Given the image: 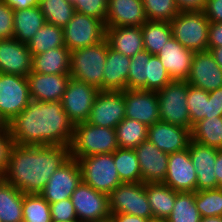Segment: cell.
<instances>
[{
  "label": "cell",
  "mask_w": 222,
  "mask_h": 222,
  "mask_svg": "<svg viewBox=\"0 0 222 222\" xmlns=\"http://www.w3.org/2000/svg\"><path fill=\"white\" fill-rule=\"evenodd\" d=\"M204 13L210 22L222 23V0H208Z\"/></svg>",
  "instance_id": "f907efd6"
},
{
  "label": "cell",
  "mask_w": 222,
  "mask_h": 222,
  "mask_svg": "<svg viewBox=\"0 0 222 222\" xmlns=\"http://www.w3.org/2000/svg\"><path fill=\"white\" fill-rule=\"evenodd\" d=\"M214 171L218 182V188L222 187V150H218Z\"/></svg>",
  "instance_id": "11a10c76"
},
{
  "label": "cell",
  "mask_w": 222,
  "mask_h": 222,
  "mask_svg": "<svg viewBox=\"0 0 222 222\" xmlns=\"http://www.w3.org/2000/svg\"><path fill=\"white\" fill-rule=\"evenodd\" d=\"M188 85L186 81L172 80L156 93L160 120L192 130L193 126L187 107Z\"/></svg>",
  "instance_id": "52a82bcc"
},
{
  "label": "cell",
  "mask_w": 222,
  "mask_h": 222,
  "mask_svg": "<svg viewBox=\"0 0 222 222\" xmlns=\"http://www.w3.org/2000/svg\"><path fill=\"white\" fill-rule=\"evenodd\" d=\"M124 118V91L100 90L86 122L91 125L115 129Z\"/></svg>",
  "instance_id": "4fadbf2b"
},
{
  "label": "cell",
  "mask_w": 222,
  "mask_h": 222,
  "mask_svg": "<svg viewBox=\"0 0 222 222\" xmlns=\"http://www.w3.org/2000/svg\"><path fill=\"white\" fill-rule=\"evenodd\" d=\"M125 117L147 126L160 120L158 95L153 91L124 90Z\"/></svg>",
  "instance_id": "2e32d148"
},
{
  "label": "cell",
  "mask_w": 222,
  "mask_h": 222,
  "mask_svg": "<svg viewBox=\"0 0 222 222\" xmlns=\"http://www.w3.org/2000/svg\"><path fill=\"white\" fill-rule=\"evenodd\" d=\"M70 2H72L73 4L78 1V0H69Z\"/></svg>",
  "instance_id": "6125c7cd"
},
{
  "label": "cell",
  "mask_w": 222,
  "mask_h": 222,
  "mask_svg": "<svg viewBox=\"0 0 222 222\" xmlns=\"http://www.w3.org/2000/svg\"><path fill=\"white\" fill-rule=\"evenodd\" d=\"M144 50L152 55H158L172 38V27L170 22L147 20L142 26Z\"/></svg>",
  "instance_id": "4dcf8cb0"
},
{
  "label": "cell",
  "mask_w": 222,
  "mask_h": 222,
  "mask_svg": "<svg viewBox=\"0 0 222 222\" xmlns=\"http://www.w3.org/2000/svg\"><path fill=\"white\" fill-rule=\"evenodd\" d=\"M200 220L201 215L195 204V192H177L167 222H200Z\"/></svg>",
  "instance_id": "8d00e7d4"
},
{
  "label": "cell",
  "mask_w": 222,
  "mask_h": 222,
  "mask_svg": "<svg viewBox=\"0 0 222 222\" xmlns=\"http://www.w3.org/2000/svg\"><path fill=\"white\" fill-rule=\"evenodd\" d=\"M148 219L125 213L111 214L109 222H147Z\"/></svg>",
  "instance_id": "db71d44e"
},
{
  "label": "cell",
  "mask_w": 222,
  "mask_h": 222,
  "mask_svg": "<svg viewBox=\"0 0 222 222\" xmlns=\"http://www.w3.org/2000/svg\"><path fill=\"white\" fill-rule=\"evenodd\" d=\"M30 53L38 55L58 47H66L63 28L46 23L27 43Z\"/></svg>",
  "instance_id": "1f68e13d"
},
{
  "label": "cell",
  "mask_w": 222,
  "mask_h": 222,
  "mask_svg": "<svg viewBox=\"0 0 222 222\" xmlns=\"http://www.w3.org/2000/svg\"><path fill=\"white\" fill-rule=\"evenodd\" d=\"M148 140L167 154L188 148L191 130L159 120L148 126Z\"/></svg>",
  "instance_id": "d6986e66"
},
{
  "label": "cell",
  "mask_w": 222,
  "mask_h": 222,
  "mask_svg": "<svg viewBox=\"0 0 222 222\" xmlns=\"http://www.w3.org/2000/svg\"><path fill=\"white\" fill-rule=\"evenodd\" d=\"M70 74H39L31 72L27 76L30 98L44 101H61L65 93Z\"/></svg>",
  "instance_id": "603a6c76"
},
{
  "label": "cell",
  "mask_w": 222,
  "mask_h": 222,
  "mask_svg": "<svg viewBox=\"0 0 222 222\" xmlns=\"http://www.w3.org/2000/svg\"><path fill=\"white\" fill-rule=\"evenodd\" d=\"M32 61L26 43L15 38L0 40V73L27 77L32 72Z\"/></svg>",
  "instance_id": "ffe728a7"
},
{
  "label": "cell",
  "mask_w": 222,
  "mask_h": 222,
  "mask_svg": "<svg viewBox=\"0 0 222 222\" xmlns=\"http://www.w3.org/2000/svg\"><path fill=\"white\" fill-rule=\"evenodd\" d=\"M81 181L80 166L76 159L70 158L51 175L40 195L49 204L65 200L72 196Z\"/></svg>",
  "instance_id": "5bb4252c"
},
{
  "label": "cell",
  "mask_w": 222,
  "mask_h": 222,
  "mask_svg": "<svg viewBox=\"0 0 222 222\" xmlns=\"http://www.w3.org/2000/svg\"><path fill=\"white\" fill-rule=\"evenodd\" d=\"M105 29L101 20L75 12L63 28L65 46L72 51L94 45L105 38Z\"/></svg>",
  "instance_id": "8fae6325"
},
{
  "label": "cell",
  "mask_w": 222,
  "mask_h": 222,
  "mask_svg": "<svg viewBox=\"0 0 222 222\" xmlns=\"http://www.w3.org/2000/svg\"><path fill=\"white\" fill-rule=\"evenodd\" d=\"M14 10L0 0V40L14 38Z\"/></svg>",
  "instance_id": "7dc6e473"
},
{
  "label": "cell",
  "mask_w": 222,
  "mask_h": 222,
  "mask_svg": "<svg viewBox=\"0 0 222 222\" xmlns=\"http://www.w3.org/2000/svg\"><path fill=\"white\" fill-rule=\"evenodd\" d=\"M145 190L153 217L167 219L173 210L177 191L162 182L145 183Z\"/></svg>",
  "instance_id": "f546056e"
},
{
  "label": "cell",
  "mask_w": 222,
  "mask_h": 222,
  "mask_svg": "<svg viewBox=\"0 0 222 222\" xmlns=\"http://www.w3.org/2000/svg\"><path fill=\"white\" fill-rule=\"evenodd\" d=\"M52 221L78 220L70 198L50 204Z\"/></svg>",
  "instance_id": "f6af8a7d"
},
{
  "label": "cell",
  "mask_w": 222,
  "mask_h": 222,
  "mask_svg": "<svg viewBox=\"0 0 222 222\" xmlns=\"http://www.w3.org/2000/svg\"><path fill=\"white\" fill-rule=\"evenodd\" d=\"M99 91L92 85L70 78L61 104L74 125L88 120Z\"/></svg>",
  "instance_id": "7c38bea8"
},
{
  "label": "cell",
  "mask_w": 222,
  "mask_h": 222,
  "mask_svg": "<svg viewBox=\"0 0 222 222\" xmlns=\"http://www.w3.org/2000/svg\"><path fill=\"white\" fill-rule=\"evenodd\" d=\"M188 150L197 175L196 191L218 188L214 171L218 149L191 140Z\"/></svg>",
  "instance_id": "e0dca14e"
},
{
  "label": "cell",
  "mask_w": 222,
  "mask_h": 222,
  "mask_svg": "<svg viewBox=\"0 0 222 222\" xmlns=\"http://www.w3.org/2000/svg\"><path fill=\"white\" fill-rule=\"evenodd\" d=\"M23 222H52L50 204L40 194H24Z\"/></svg>",
  "instance_id": "74e56055"
},
{
  "label": "cell",
  "mask_w": 222,
  "mask_h": 222,
  "mask_svg": "<svg viewBox=\"0 0 222 222\" xmlns=\"http://www.w3.org/2000/svg\"><path fill=\"white\" fill-rule=\"evenodd\" d=\"M200 222H222V216L203 217Z\"/></svg>",
  "instance_id": "6f0895ef"
},
{
  "label": "cell",
  "mask_w": 222,
  "mask_h": 222,
  "mask_svg": "<svg viewBox=\"0 0 222 222\" xmlns=\"http://www.w3.org/2000/svg\"><path fill=\"white\" fill-rule=\"evenodd\" d=\"M142 175V183L163 182L168 167L169 154L159 150L149 140L134 148Z\"/></svg>",
  "instance_id": "44dd1931"
},
{
  "label": "cell",
  "mask_w": 222,
  "mask_h": 222,
  "mask_svg": "<svg viewBox=\"0 0 222 222\" xmlns=\"http://www.w3.org/2000/svg\"><path fill=\"white\" fill-rule=\"evenodd\" d=\"M142 3L150 21L170 22L180 12L174 0H142Z\"/></svg>",
  "instance_id": "b9f144b4"
},
{
  "label": "cell",
  "mask_w": 222,
  "mask_h": 222,
  "mask_svg": "<svg viewBox=\"0 0 222 222\" xmlns=\"http://www.w3.org/2000/svg\"><path fill=\"white\" fill-rule=\"evenodd\" d=\"M52 222H79L78 220H72V221H52Z\"/></svg>",
  "instance_id": "94428289"
},
{
  "label": "cell",
  "mask_w": 222,
  "mask_h": 222,
  "mask_svg": "<svg viewBox=\"0 0 222 222\" xmlns=\"http://www.w3.org/2000/svg\"><path fill=\"white\" fill-rule=\"evenodd\" d=\"M180 12H202L208 0H174Z\"/></svg>",
  "instance_id": "681fc988"
},
{
  "label": "cell",
  "mask_w": 222,
  "mask_h": 222,
  "mask_svg": "<svg viewBox=\"0 0 222 222\" xmlns=\"http://www.w3.org/2000/svg\"><path fill=\"white\" fill-rule=\"evenodd\" d=\"M110 214L125 213L152 218L145 183H121L108 194Z\"/></svg>",
  "instance_id": "ba28073f"
},
{
  "label": "cell",
  "mask_w": 222,
  "mask_h": 222,
  "mask_svg": "<svg viewBox=\"0 0 222 222\" xmlns=\"http://www.w3.org/2000/svg\"><path fill=\"white\" fill-rule=\"evenodd\" d=\"M147 222H167V219L152 217L148 218Z\"/></svg>",
  "instance_id": "680465c9"
},
{
  "label": "cell",
  "mask_w": 222,
  "mask_h": 222,
  "mask_svg": "<svg viewBox=\"0 0 222 222\" xmlns=\"http://www.w3.org/2000/svg\"><path fill=\"white\" fill-rule=\"evenodd\" d=\"M24 194L0 176V222H23Z\"/></svg>",
  "instance_id": "f1b7e54d"
},
{
  "label": "cell",
  "mask_w": 222,
  "mask_h": 222,
  "mask_svg": "<svg viewBox=\"0 0 222 222\" xmlns=\"http://www.w3.org/2000/svg\"><path fill=\"white\" fill-rule=\"evenodd\" d=\"M108 42L104 38L94 45L70 51V76L103 90V74Z\"/></svg>",
  "instance_id": "277c9868"
},
{
  "label": "cell",
  "mask_w": 222,
  "mask_h": 222,
  "mask_svg": "<svg viewBox=\"0 0 222 222\" xmlns=\"http://www.w3.org/2000/svg\"><path fill=\"white\" fill-rule=\"evenodd\" d=\"M186 82L208 92L222 87V69L209 51L194 52Z\"/></svg>",
  "instance_id": "ac0fdd59"
},
{
  "label": "cell",
  "mask_w": 222,
  "mask_h": 222,
  "mask_svg": "<svg viewBox=\"0 0 222 222\" xmlns=\"http://www.w3.org/2000/svg\"><path fill=\"white\" fill-rule=\"evenodd\" d=\"M222 117V87L209 92L208 116L205 118Z\"/></svg>",
  "instance_id": "c3c4849f"
},
{
  "label": "cell",
  "mask_w": 222,
  "mask_h": 222,
  "mask_svg": "<svg viewBox=\"0 0 222 222\" xmlns=\"http://www.w3.org/2000/svg\"><path fill=\"white\" fill-rule=\"evenodd\" d=\"M118 148L115 129L91 125L87 122L75 124L70 144L71 158L113 153Z\"/></svg>",
  "instance_id": "3957f363"
},
{
  "label": "cell",
  "mask_w": 222,
  "mask_h": 222,
  "mask_svg": "<svg viewBox=\"0 0 222 222\" xmlns=\"http://www.w3.org/2000/svg\"><path fill=\"white\" fill-rule=\"evenodd\" d=\"M113 160L122 183H142L138 158L134 149L118 148Z\"/></svg>",
  "instance_id": "e575fe53"
},
{
  "label": "cell",
  "mask_w": 222,
  "mask_h": 222,
  "mask_svg": "<svg viewBox=\"0 0 222 222\" xmlns=\"http://www.w3.org/2000/svg\"><path fill=\"white\" fill-rule=\"evenodd\" d=\"M105 28V39L111 49L130 58L144 50L141 26Z\"/></svg>",
  "instance_id": "d4e9b609"
},
{
  "label": "cell",
  "mask_w": 222,
  "mask_h": 222,
  "mask_svg": "<svg viewBox=\"0 0 222 222\" xmlns=\"http://www.w3.org/2000/svg\"><path fill=\"white\" fill-rule=\"evenodd\" d=\"M70 158V146L15 144L2 177L23 194H40L51 175Z\"/></svg>",
  "instance_id": "7a4b0ae2"
},
{
  "label": "cell",
  "mask_w": 222,
  "mask_h": 222,
  "mask_svg": "<svg viewBox=\"0 0 222 222\" xmlns=\"http://www.w3.org/2000/svg\"><path fill=\"white\" fill-rule=\"evenodd\" d=\"M195 204L201 218L222 216V187L195 192Z\"/></svg>",
  "instance_id": "ab89813d"
},
{
  "label": "cell",
  "mask_w": 222,
  "mask_h": 222,
  "mask_svg": "<svg viewBox=\"0 0 222 222\" xmlns=\"http://www.w3.org/2000/svg\"><path fill=\"white\" fill-rule=\"evenodd\" d=\"M208 51L213 55L216 63L222 69V47L208 48Z\"/></svg>",
  "instance_id": "9f6ffc18"
},
{
  "label": "cell",
  "mask_w": 222,
  "mask_h": 222,
  "mask_svg": "<svg viewBox=\"0 0 222 222\" xmlns=\"http://www.w3.org/2000/svg\"><path fill=\"white\" fill-rule=\"evenodd\" d=\"M172 36L193 52L208 51L210 21L204 11L179 12L171 21Z\"/></svg>",
  "instance_id": "5b68a950"
},
{
  "label": "cell",
  "mask_w": 222,
  "mask_h": 222,
  "mask_svg": "<svg viewBox=\"0 0 222 222\" xmlns=\"http://www.w3.org/2000/svg\"><path fill=\"white\" fill-rule=\"evenodd\" d=\"M46 23L64 28L72 19L75 7L69 0H39Z\"/></svg>",
  "instance_id": "d590c367"
},
{
  "label": "cell",
  "mask_w": 222,
  "mask_h": 222,
  "mask_svg": "<svg viewBox=\"0 0 222 222\" xmlns=\"http://www.w3.org/2000/svg\"><path fill=\"white\" fill-rule=\"evenodd\" d=\"M151 55L147 50H143L131 58L127 89L147 91V70Z\"/></svg>",
  "instance_id": "f35d334b"
},
{
  "label": "cell",
  "mask_w": 222,
  "mask_h": 222,
  "mask_svg": "<svg viewBox=\"0 0 222 222\" xmlns=\"http://www.w3.org/2000/svg\"><path fill=\"white\" fill-rule=\"evenodd\" d=\"M74 126L61 101L35 99H30L23 111L8 123L15 144L34 146H70Z\"/></svg>",
  "instance_id": "6da1fadb"
},
{
  "label": "cell",
  "mask_w": 222,
  "mask_h": 222,
  "mask_svg": "<svg viewBox=\"0 0 222 222\" xmlns=\"http://www.w3.org/2000/svg\"><path fill=\"white\" fill-rule=\"evenodd\" d=\"M3 129H9L8 124L5 122V120L0 116V130Z\"/></svg>",
  "instance_id": "91938a15"
},
{
  "label": "cell",
  "mask_w": 222,
  "mask_h": 222,
  "mask_svg": "<svg viewBox=\"0 0 222 222\" xmlns=\"http://www.w3.org/2000/svg\"><path fill=\"white\" fill-rule=\"evenodd\" d=\"M172 79L157 55H151L147 70V91L158 92Z\"/></svg>",
  "instance_id": "7bdbcfd3"
},
{
  "label": "cell",
  "mask_w": 222,
  "mask_h": 222,
  "mask_svg": "<svg viewBox=\"0 0 222 222\" xmlns=\"http://www.w3.org/2000/svg\"><path fill=\"white\" fill-rule=\"evenodd\" d=\"M191 140L222 150V117L205 118L193 125Z\"/></svg>",
  "instance_id": "d6a6232c"
},
{
  "label": "cell",
  "mask_w": 222,
  "mask_h": 222,
  "mask_svg": "<svg viewBox=\"0 0 222 222\" xmlns=\"http://www.w3.org/2000/svg\"><path fill=\"white\" fill-rule=\"evenodd\" d=\"M162 183L177 192H196L197 175L188 148L169 154L167 174Z\"/></svg>",
  "instance_id": "9a60e30c"
},
{
  "label": "cell",
  "mask_w": 222,
  "mask_h": 222,
  "mask_svg": "<svg viewBox=\"0 0 222 222\" xmlns=\"http://www.w3.org/2000/svg\"><path fill=\"white\" fill-rule=\"evenodd\" d=\"M46 24L39 6L14 10V38L21 43H28L31 38Z\"/></svg>",
  "instance_id": "83f0119b"
},
{
  "label": "cell",
  "mask_w": 222,
  "mask_h": 222,
  "mask_svg": "<svg viewBox=\"0 0 222 222\" xmlns=\"http://www.w3.org/2000/svg\"><path fill=\"white\" fill-rule=\"evenodd\" d=\"M222 47V23L210 22L208 48Z\"/></svg>",
  "instance_id": "816d5d0a"
},
{
  "label": "cell",
  "mask_w": 222,
  "mask_h": 222,
  "mask_svg": "<svg viewBox=\"0 0 222 222\" xmlns=\"http://www.w3.org/2000/svg\"><path fill=\"white\" fill-rule=\"evenodd\" d=\"M208 98V91L188 85L187 107L192 126L208 116Z\"/></svg>",
  "instance_id": "60d3db41"
},
{
  "label": "cell",
  "mask_w": 222,
  "mask_h": 222,
  "mask_svg": "<svg viewBox=\"0 0 222 222\" xmlns=\"http://www.w3.org/2000/svg\"><path fill=\"white\" fill-rule=\"evenodd\" d=\"M32 72L47 75L70 74V50L58 47L33 55Z\"/></svg>",
  "instance_id": "4316f807"
},
{
  "label": "cell",
  "mask_w": 222,
  "mask_h": 222,
  "mask_svg": "<svg viewBox=\"0 0 222 222\" xmlns=\"http://www.w3.org/2000/svg\"><path fill=\"white\" fill-rule=\"evenodd\" d=\"M79 222H109L108 195L96 191L86 183L77 186L70 197Z\"/></svg>",
  "instance_id": "30bf717a"
},
{
  "label": "cell",
  "mask_w": 222,
  "mask_h": 222,
  "mask_svg": "<svg viewBox=\"0 0 222 222\" xmlns=\"http://www.w3.org/2000/svg\"><path fill=\"white\" fill-rule=\"evenodd\" d=\"M27 77L0 73V116L8 124L30 102Z\"/></svg>",
  "instance_id": "9c48e42d"
},
{
  "label": "cell",
  "mask_w": 222,
  "mask_h": 222,
  "mask_svg": "<svg viewBox=\"0 0 222 222\" xmlns=\"http://www.w3.org/2000/svg\"><path fill=\"white\" fill-rule=\"evenodd\" d=\"M73 5L75 12L92 16L105 24L108 0H78Z\"/></svg>",
  "instance_id": "ee69618b"
},
{
  "label": "cell",
  "mask_w": 222,
  "mask_h": 222,
  "mask_svg": "<svg viewBox=\"0 0 222 222\" xmlns=\"http://www.w3.org/2000/svg\"><path fill=\"white\" fill-rule=\"evenodd\" d=\"M130 64V57L111 49L108 45L103 74V90H126Z\"/></svg>",
  "instance_id": "484cf974"
},
{
  "label": "cell",
  "mask_w": 222,
  "mask_h": 222,
  "mask_svg": "<svg viewBox=\"0 0 222 222\" xmlns=\"http://www.w3.org/2000/svg\"><path fill=\"white\" fill-rule=\"evenodd\" d=\"M146 21L142 0H108L105 27L142 26Z\"/></svg>",
  "instance_id": "cb8c5ba5"
},
{
  "label": "cell",
  "mask_w": 222,
  "mask_h": 222,
  "mask_svg": "<svg viewBox=\"0 0 222 222\" xmlns=\"http://www.w3.org/2000/svg\"><path fill=\"white\" fill-rule=\"evenodd\" d=\"M118 147L134 149L148 140V126L135 120L124 118L115 128Z\"/></svg>",
  "instance_id": "836d02e7"
},
{
  "label": "cell",
  "mask_w": 222,
  "mask_h": 222,
  "mask_svg": "<svg viewBox=\"0 0 222 222\" xmlns=\"http://www.w3.org/2000/svg\"><path fill=\"white\" fill-rule=\"evenodd\" d=\"M157 56L172 80H187L194 57L193 51L183 47L172 36Z\"/></svg>",
  "instance_id": "7402d4cb"
},
{
  "label": "cell",
  "mask_w": 222,
  "mask_h": 222,
  "mask_svg": "<svg viewBox=\"0 0 222 222\" xmlns=\"http://www.w3.org/2000/svg\"><path fill=\"white\" fill-rule=\"evenodd\" d=\"M13 10L39 6V0H3Z\"/></svg>",
  "instance_id": "f5cc1de1"
},
{
  "label": "cell",
  "mask_w": 222,
  "mask_h": 222,
  "mask_svg": "<svg viewBox=\"0 0 222 222\" xmlns=\"http://www.w3.org/2000/svg\"><path fill=\"white\" fill-rule=\"evenodd\" d=\"M76 160L80 166L82 182L96 191L108 195L122 183L113 160V153L91 155Z\"/></svg>",
  "instance_id": "8992f818"
},
{
  "label": "cell",
  "mask_w": 222,
  "mask_h": 222,
  "mask_svg": "<svg viewBox=\"0 0 222 222\" xmlns=\"http://www.w3.org/2000/svg\"><path fill=\"white\" fill-rule=\"evenodd\" d=\"M15 142L9 129L0 130V176L7 170Z\"/></svg>",
  "instance_id": "bcb514c9"
}]
</instances>
